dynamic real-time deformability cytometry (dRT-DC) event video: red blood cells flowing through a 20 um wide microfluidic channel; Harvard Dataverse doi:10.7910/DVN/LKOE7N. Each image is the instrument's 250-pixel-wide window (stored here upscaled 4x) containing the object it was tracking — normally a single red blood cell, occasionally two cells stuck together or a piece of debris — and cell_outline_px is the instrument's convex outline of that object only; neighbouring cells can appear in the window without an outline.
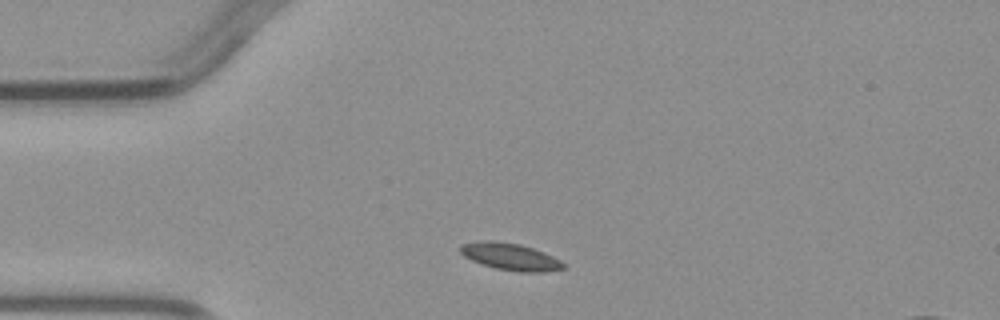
{"species": "common noctule bat (a hibernating species)", "species_latin": "Nyctalus noctula", "temperature_condition": "warm", "stored_images_in_passage": 3, "camera_frame_rate_fps": 3000, "um_per_image_px": 0.085, "animal": {"sex": "male", "body_mass_g": 23.1, "forearm_length_mm": 52.7}, "frame": {"image": 1, "passage_image": 1, "time_ms": 0.0, "image_size_px": [1000, 320], "cell_outline_px": [[568, 268], [544, 272], [520, 272], [496, 268], [472, 260], [464, 256], [460, 252], [460, 244], [480, 240], [492, 240], [520, 244], [544, 252], [568, 264]], "centroid_in_image_um": [43.42, 21.81], "position_along_channel_um": 41.6, "area_um2": 16.36}}
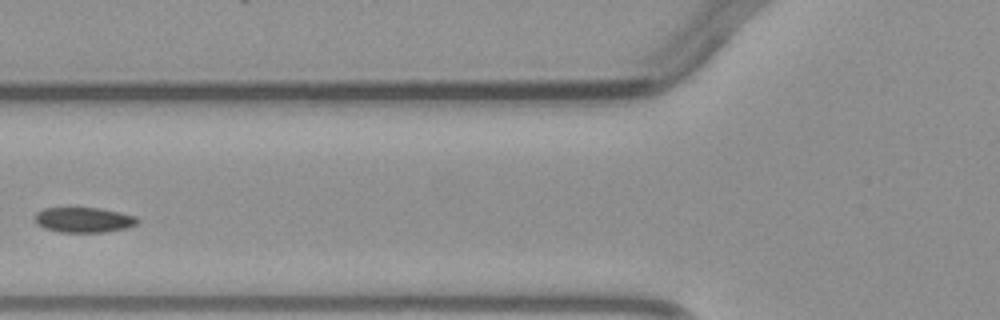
{"frame": {"image": 2, "passage_image": 3, "time_ms": 2.333, "image_size_px": [1000, 320], "cell_outline_px": [[140, 220], [136, 224], [128, 228], [108, 232], [60, 232], [44, 228], [36, 224], [36, 212], [44, 208], [100, 208], [120, 212], [136, 216]], "centroid_in_image_um": [7.15, 18.69], "position_along_channel_um": 118.6, "area_um2": 15.14}}